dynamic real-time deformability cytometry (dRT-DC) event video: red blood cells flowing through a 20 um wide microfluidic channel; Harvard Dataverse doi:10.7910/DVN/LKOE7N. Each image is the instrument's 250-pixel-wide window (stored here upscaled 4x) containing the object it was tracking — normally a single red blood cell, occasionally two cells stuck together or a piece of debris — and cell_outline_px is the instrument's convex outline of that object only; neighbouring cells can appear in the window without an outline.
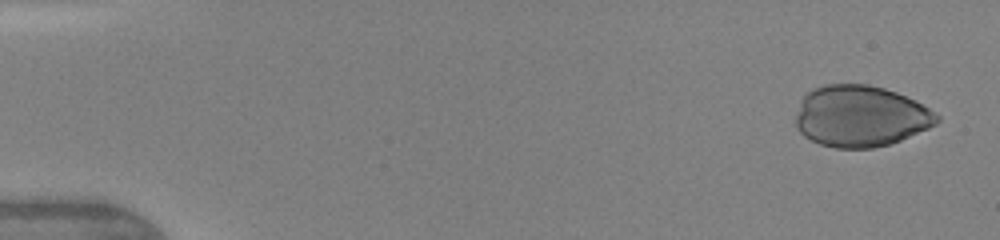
{"species": "human", "species_latin": "Homo sapiens", "temperature_condition": "warm", "stored_images_in_passage": 7, "camera_frame_rate_fps": 3000, "um_per_image_px": 0.085, "donor": {"sex": "female"}, "frame": {"image": 1, "passage_image": 1, "time_ms": 0.0, "image_size_px": [1000, 240], "cell_outline_px": [[940, 120], [936, 124], [928, 128], [900, 140], [888, 144], [872, 148], [836, 148], [820, 144], [804, 136], [796, 128], [796, 116], [800, 104], [804, 96], [812, 88], [824, 84], [868, 84], [884, 88], [896, 92], [916, 100], [940, 116]], "centroid_in_image_um": [73.14, 9.87], "position_along_channel_um": 11.9, "area_um2": 50.4}}
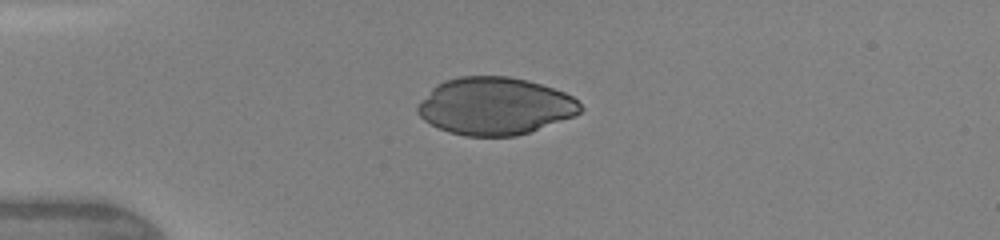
{"frame": {"image": 2, "passage_image": 5, "time_ms": 3.333, "image_size_px": [1000, 240], "cell_outline_px": [[584, 108], [580, 112], [572, 116], [528, 132], [516, 136], [464, 136], [448, 132], [424, 120], [416, 112], [416, 108], [420, 100], [436, 84], [444, 80], [460, 76], [508, 76], [528, 80], [564, 92], [572, 96]], "centroid_in_image_um": [42.03, 9.01], "position_along_channel_um": 43.0, "area_um2": 54.27}}